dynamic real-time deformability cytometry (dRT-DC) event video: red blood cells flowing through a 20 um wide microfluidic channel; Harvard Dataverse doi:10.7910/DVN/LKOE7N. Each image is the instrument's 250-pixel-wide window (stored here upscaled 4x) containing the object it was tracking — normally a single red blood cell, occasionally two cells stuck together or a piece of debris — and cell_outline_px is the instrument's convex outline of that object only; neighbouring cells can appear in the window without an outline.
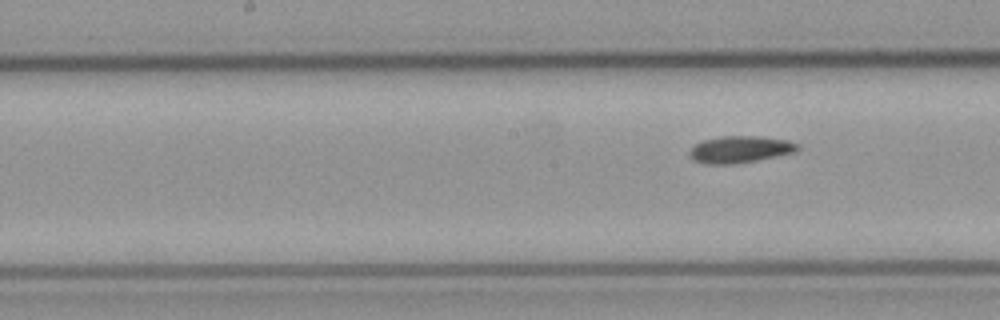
{"species": "common noctule bat (a hibernating species)", "species_latin": "Nyctalus noctula", "temperature_condition": "cold", "stored_images_in_passage": 7, "segment_of_instrument_passage": [2, 2], "camera_frame_rate_fps": 3000, "um_per_image_px": 0.085, "animal": {"sex": "male", "body_mass_g": 23.1, "forearm_length_mm": 52.7}, "frame": {"image": 1, "passage_image": 7, "time_ms": 8.0, "image_size_px": [1000, 320], "cell_outline_px": [[800, 148], [796, 152], [756, 160], [728, 164], [704, 164], [692, 160], [688, 152], [696, 144], [704, 140], [720, 136], [760, 136], [788, 140], [800, 144]], "centroid_in_image_um": [62.92, 12.69], "position_along_channel_um": 185.3, "area_um2": 16.94}}